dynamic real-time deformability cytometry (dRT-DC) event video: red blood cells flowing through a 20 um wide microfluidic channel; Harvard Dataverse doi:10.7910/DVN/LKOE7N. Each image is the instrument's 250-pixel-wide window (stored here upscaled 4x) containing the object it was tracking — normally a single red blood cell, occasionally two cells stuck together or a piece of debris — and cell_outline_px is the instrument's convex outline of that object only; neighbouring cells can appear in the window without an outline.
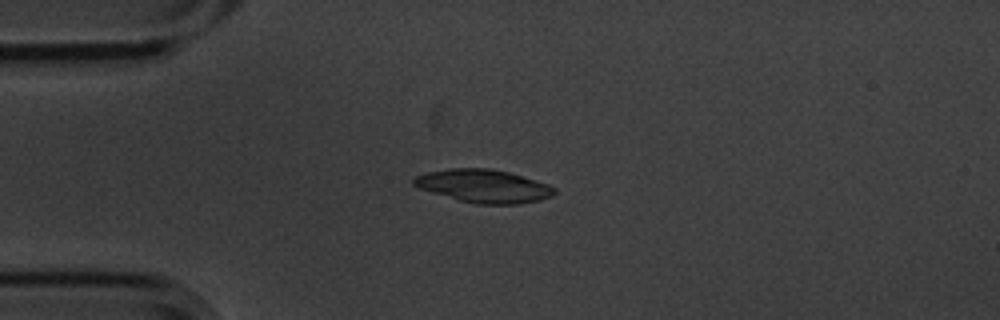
{"species": "common noctule bat (a hibernating species)", "species_latin": "Nyctalus noctula", "temperature_condition": "cold", "stored_images_in_passage": 7, "camera_frame_rate_fps": 3000, "um_per_image_px": 0.085, "animal": {"sex": "male", "body_mass_g": 20.1, "forearm_length_mm": 53.5}, "frame": {"image": 1, "passage_image": 4, "time_ms": 1.0, "image_size_px": [1000, 320], "cell_outline_px": [[556, 192], [552, 196], [540, 200], [520, 204], [476, 204], [460, 200], [432, 192], [420, 188], [412, 184], [412, 180], [416, 176], [428, 172], [452, 168], [488, 168], [508, 172], [548, 184], [556, 188]], "centroid_in_image_um": [41.14, 15.82], "position_along_channel_um": 43.9, "area_um2": 26.88}}
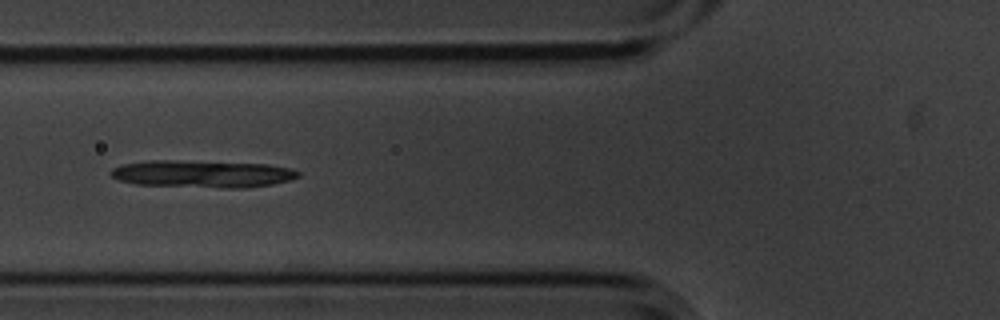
{"frame": {"image": 2, "passage_image": 6, "time_ms": 1.667, "image_size_px": [1000, 320], "cell_outline_px": [[300, 176], [288, 180], [272, 184], [244, 188], [224, 188], [136, 184], [120, 180], [112, 176], [108, 172], [112, 168], [124, 164], [152, 160], [172, 160], [268, 164], [292, 168], [300, 172]], "centroid_in_image_um": [17.22, 14.78], "position_along_channel_um": 108.6, "area_um2": 29.71}}
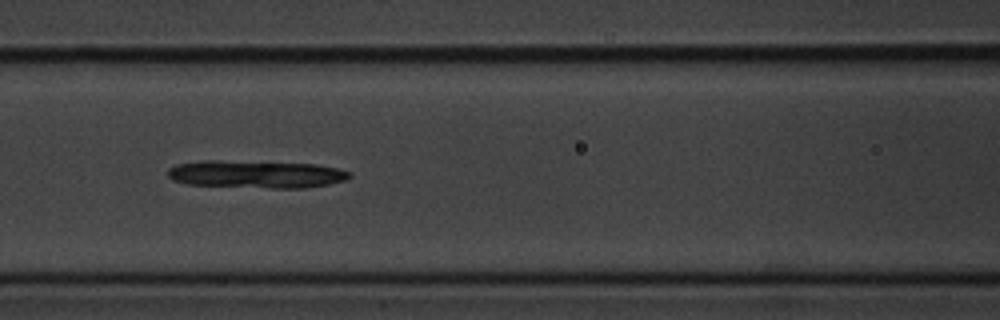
{"frame": {"image": 3, "passage_image": 7, "time_ms": 2.0, "image_size_px": [1000, 320], "cell_outline_px": [[352, 176], [344, 180], [328, 184], [308, 188], [272, 188], [188, 184], [172, 180], [168, 176], [168, 168], [176, 164], [204, 160], [216, 160], [316, 164], [336, 168], [352, 172]], "centroid_in_image_um": [21.77, 14.8], "position_along_channel_um": 144.8, "area_um2": 29.25}}